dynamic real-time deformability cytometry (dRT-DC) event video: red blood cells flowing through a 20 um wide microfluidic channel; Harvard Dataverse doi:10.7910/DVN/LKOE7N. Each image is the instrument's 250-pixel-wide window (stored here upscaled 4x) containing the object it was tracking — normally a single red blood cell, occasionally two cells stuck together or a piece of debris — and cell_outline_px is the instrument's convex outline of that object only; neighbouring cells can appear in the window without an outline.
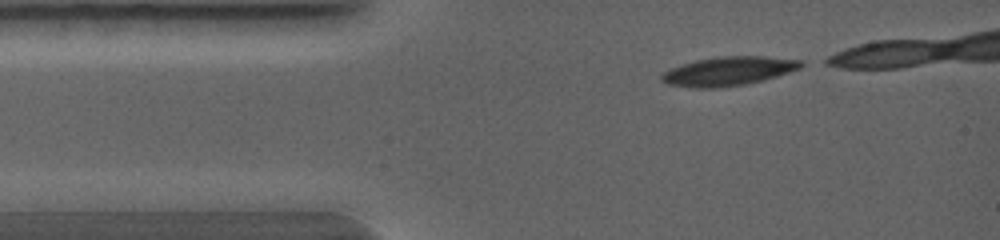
{"species": "common noctule bat (a hibernating species)", "species_latin": "Nyctalus noctula", "temperature_condition": "warm", "stored_images_in_passage": 7, "camera_frame_rate_fps": 5000, "um_per_image_px": 0.085, "animal": {"sex": "female", "body_mass_g": 19.0, "forearm_length_mm": 56.7}, "frame": {"image": 1, "passage_image": 1, "time_ms": 0.0, "image_size_px": [1000, 240], "cell_outline_px": [[808, 64], [800, 68], [764, 80], [744, 84], [720, 88], [692, 88], [668, 84], [660, 80], [660, 76], [664, 72], [680, 64], [696, 60], [716, 56], [764, 56], [804, 60]], "centroid_in_image_um": [61.94, 6.04], "position_along_channel_um": 23.1, "area_um2": 23.76}}
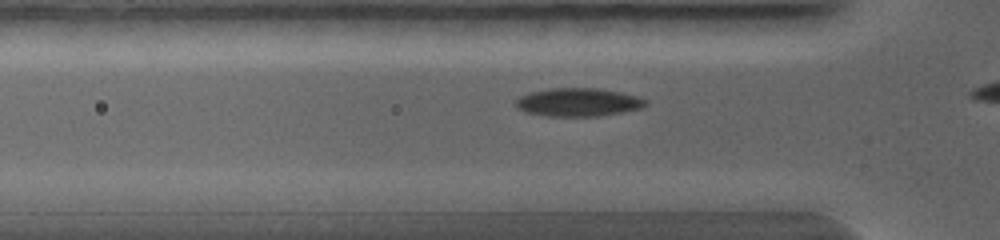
{"frame": {"image": 2, "passage_image": 3, "time_ms": 2.2, "image_size_px": [1000, 240], "cell_outline_px": [[648, 104], [644, 108], [600, 116], [548, 116], [524, 112], [516, 108], [512, 104], [520, 96], [528, 92], [552, 88], [596, 88], [620, 92], [636, 96], [648, 100]], "centroid_in_image_um": [49.12, 8.69], "position_along_channel_um": 76.7, "area_um2": 21.68}}
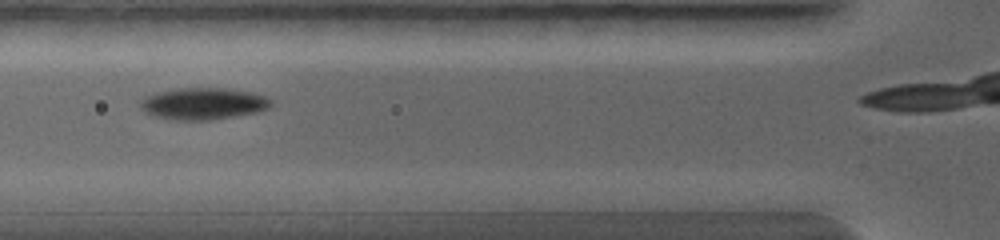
{"frame": {"image": 3, "passage_image": 4, "time_ms": 3.4, "image_size_px": [1000, 240], "cell_outline_px": [[272, 104], [268, 108], [256, 112], [236, 116], [212, 120], [172, 120], [156, 116], [144, 112], [140, 108], [140, 104], [144, 96], [156, 92], [176, 88], [224, 88], [252, 92], [264, 96], [272, 100]], "centroid_in_image_um": [17.25, 8.81], "position_along_channel_um": 108.5, "area_um2": 24.33}}